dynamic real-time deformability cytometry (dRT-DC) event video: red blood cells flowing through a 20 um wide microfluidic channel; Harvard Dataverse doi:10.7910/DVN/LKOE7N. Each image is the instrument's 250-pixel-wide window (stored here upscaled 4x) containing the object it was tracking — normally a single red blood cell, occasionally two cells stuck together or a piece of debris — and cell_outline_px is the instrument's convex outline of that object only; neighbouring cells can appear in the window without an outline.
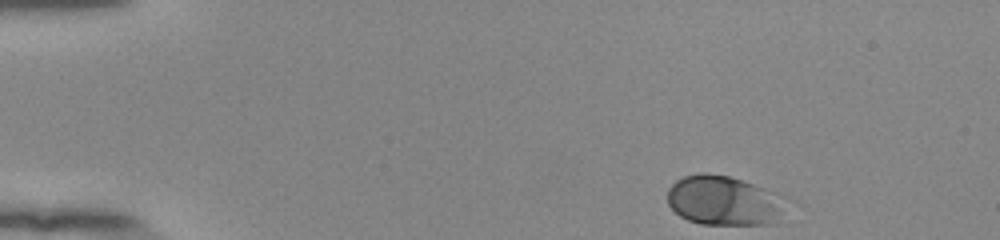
{"species": "human", "species_latin": "Homo sapiens", "temperature_condition": "room temperature", "stored_images_in_passage": 47, "camera_frame_rate_fps": 3000, "um_per_image_px": 0.085, "donor": {"sex": "female"}, "frame": {"image": 1, "passage_image": 1, "time_ms": 0.0, "image_size_px": [1000, 240], "cell_outline_px": [[780, 224], [700, 224], [688, 220], [680, 216], [668, 204], [668, 188], [676, 180], [684, 176], [704, 172], [728, 176], [764, 188], [772, 192], [780, 212]], "centroid_in_image_um": [61.39, 17.06], "position_along_channel_um": 23.6, "area_um2": 33.29}}
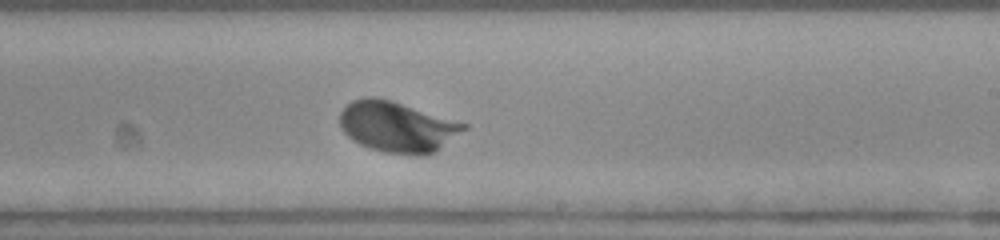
{"frame": {"image": 2, "passage_image": 27, "time_ms": 8.667, "image_size_px": [1000, 240], "cell_outline_px": [[468, 128], [436, 152], [428, 156], [416, 156], [384, 152], [368, 148], [352, 140], [340, 128], [340, 112], [352, 100], [368, 96], [372, 96], [388, 100], [468, 124]], "centroid_in_image_um": [33.77, 10.81], "position_along_channel_um": 255.2, "area_um2": 36.65}}
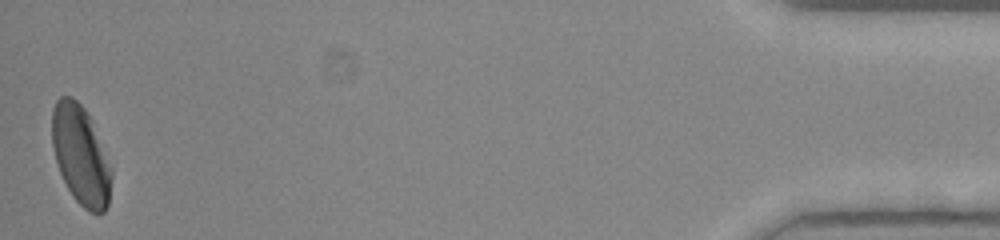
{"frame": {"image": 3, "passage_image": 47, "time_ms": 15.333, "image_size_px": [1000, 240], "cell_outline_px": [[112, 176], [108, 204], [104, 212], [88, 212], [72, 196], [60, 172], [56, 160], [52, 144], [52, 108], [56, 100], [60, 96], [72, 96], [84, 108], [92, 120], [112, 168]], "centroid_in_image_um": [6.86, 13.17], "position_along_channel_um": 428.3, "area_um2": 34.33}, "authors_computed_cell_mechanics": {"area_um2": 34.1598, "velocity_mm_per_s": 3.8461, "shape_relaxation_time_tau1_ms": 1.8492, "shape_relaxation_time_tau2_ms": null, "deformation_change_tau1": 0.1367, "deformation_change_tau2": null}}